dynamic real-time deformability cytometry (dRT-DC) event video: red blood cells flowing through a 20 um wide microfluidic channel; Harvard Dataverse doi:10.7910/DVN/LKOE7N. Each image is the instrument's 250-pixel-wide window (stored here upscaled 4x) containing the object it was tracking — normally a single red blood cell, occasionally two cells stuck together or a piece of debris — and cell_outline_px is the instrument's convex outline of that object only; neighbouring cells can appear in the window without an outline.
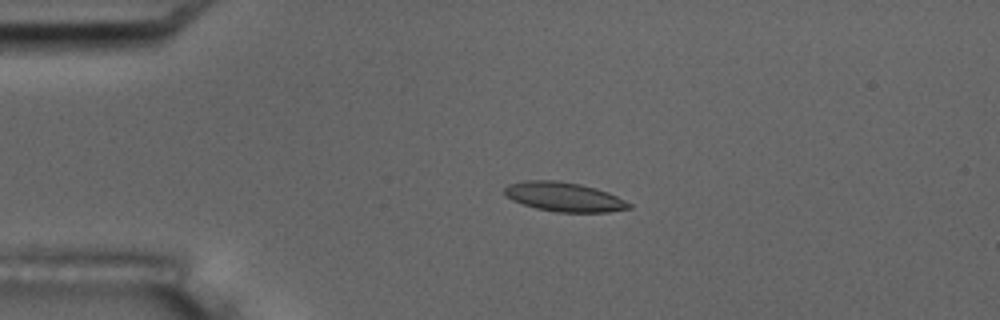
{"species": "common noctule bat (a hibernating species)", "species_latin": "Nyctalus noctula", "temperature_condition": "room temperature", "stored_images_in_passage": 4, "camera_frame_rate_fps": 3000, "um_per_image_px": 0.085, "animal": {"sex": "male", "body_mass_g": 17.5, "forearm_length_mm": 52.3}, "frame": {"image": 1, "passage_image": 3, "time_ms": 3.0, "image_size_px": [1000, 320], "cell_outline_px": [[632, 208], [608, 212], [556, 212], [536, 208], [512, 200], [504, 196], [504, 188], [508, 184], [524, 180], [560, 180], [580, 184], [596, 188], [608, 192], [632, 204]], "centroid_in_image_um": [47.93, 16.72], "position_along_channel_um": 37.1, "area_um2": 21.39}}